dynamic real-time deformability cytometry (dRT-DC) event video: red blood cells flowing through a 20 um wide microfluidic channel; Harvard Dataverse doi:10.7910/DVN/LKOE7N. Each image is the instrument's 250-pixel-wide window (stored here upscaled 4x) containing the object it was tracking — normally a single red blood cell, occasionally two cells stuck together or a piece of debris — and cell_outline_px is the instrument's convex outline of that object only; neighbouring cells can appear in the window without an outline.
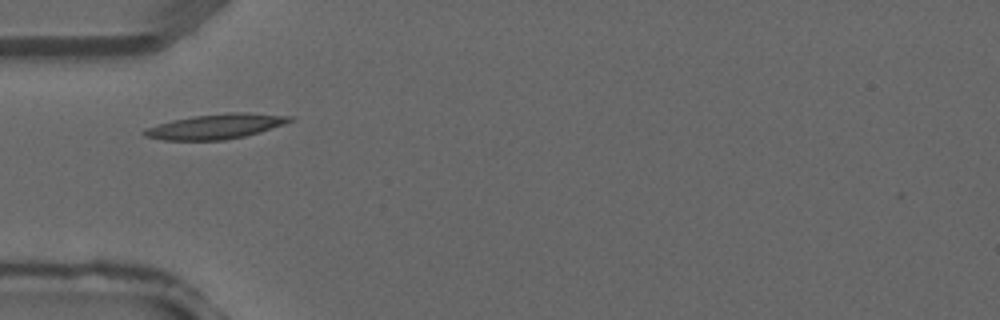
{"species": "common noctule bat (a hibernating species)", "species_latin": "Nyctalus noctula", "temperature_condition": "warm", "stored_images_in_passage": 3, "camera_frame_rate_fps": 3000, "um_per_image_px": 0.085, "animal": {"sex": "male", "forearm_length_mm": 52.5}, "frame": {"image": 1, "passage_image": 3, "time_ms": 0.667, "image_size_px": [1000, 320], "cell_outline_px": [[296, 120], [260, 132], [244, 136], [224, 140], [164, 140], [144, 136], [140, 132], [144, 128], [172, 120], [192, 116], [228, 112], [244, 112], [292, 116]], "centroid_in_image_um": [18.33, 10.74], "position_along_channel_um": 66.7, "area_um2": 21.27}}